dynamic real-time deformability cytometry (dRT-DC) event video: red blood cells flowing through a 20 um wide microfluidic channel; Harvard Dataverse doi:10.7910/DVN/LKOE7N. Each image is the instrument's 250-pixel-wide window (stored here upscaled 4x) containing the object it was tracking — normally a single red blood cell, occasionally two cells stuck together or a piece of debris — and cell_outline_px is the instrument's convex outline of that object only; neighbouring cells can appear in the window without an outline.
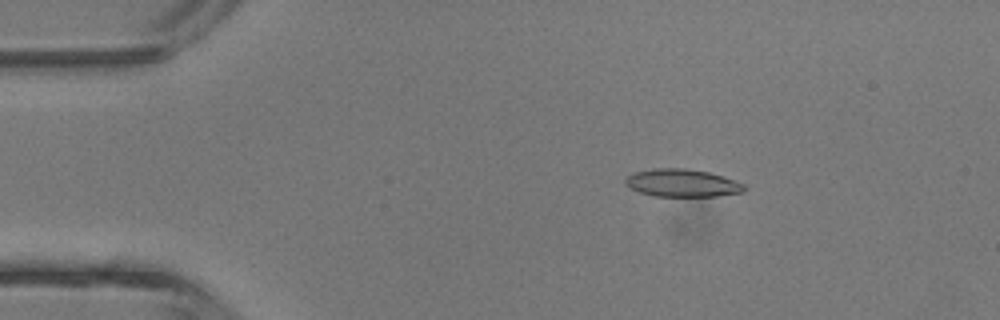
{"species": "common noctule bat (a hibernating species)", "species_latin": "Nyctalus noctula", "temperature_condition": "room temperature", "stored_images_in_passage": 5, "camera_frame_rate_fps": 3000, "um_per_image_px": 0.085, "animal": {"sex": "male", "body_mass_g": 13.3}, "frame": {"image": 1, "passage_image": 3, "time_ms": 2.333, "image_size_px": [1000, 320], "cell_outline_px": [[744, 188], [740, 192], [716, 196], [652, 196], [628, 188], [624, 184], [624, 180], [628, 176], [636, 172], [656, 168], [684, 168], [708, 172], [744, 184]], "centroid_in_image_um": [57.9, 15.56], "position_along_channel_um": 27.1, "area_um2": 18.9}}
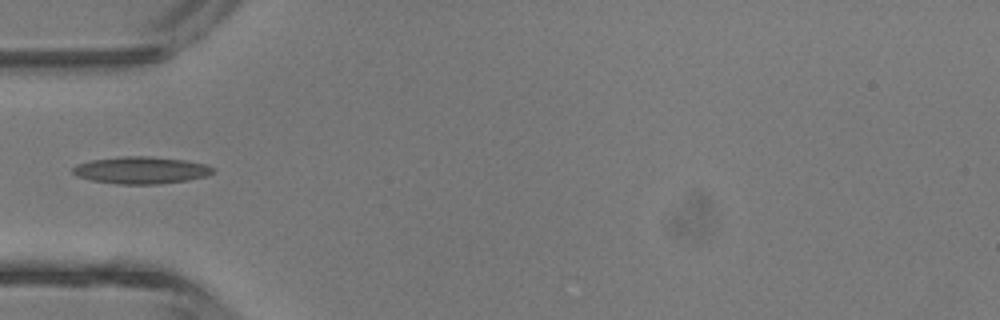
{"frame": {"image": 2, "passage_image": 5, "time_ms": 4.667, "image_size_px": [1000, 320], "cell_outline_px": [[212, 172], [208, 176], [188, 180], [156, 184], [116, 184], [92, 180], [76, 176], [72, 172], [72, 168], [76, 164], [92, 160], [120, 156], [152, 156], [184, 160], [204, 164], [212, 168]], "centroid_in_image_um": [11.95, 14.46], "position_along_channel_um": 73.1, "area_um2": 22.08}}